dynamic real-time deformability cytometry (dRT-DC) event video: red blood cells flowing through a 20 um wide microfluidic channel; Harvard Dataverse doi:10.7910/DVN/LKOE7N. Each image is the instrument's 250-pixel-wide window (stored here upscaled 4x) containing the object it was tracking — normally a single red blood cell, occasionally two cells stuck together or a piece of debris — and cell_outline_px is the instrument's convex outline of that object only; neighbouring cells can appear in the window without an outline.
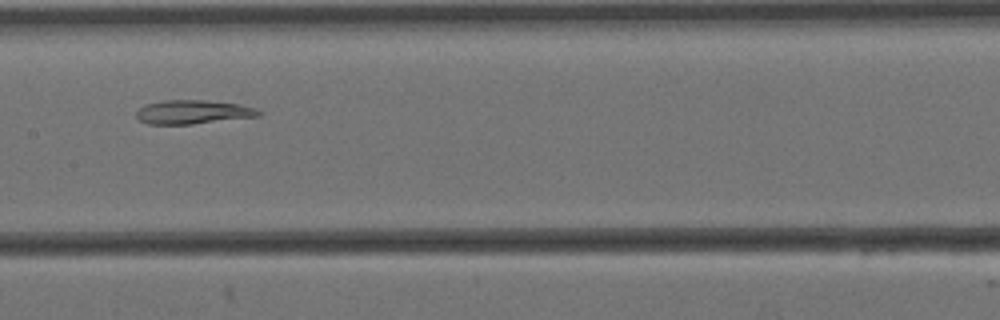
{"species": "Egyptian fruit bat (a non-hibernating species)", "species_latin": "Rousettus aegyptiacus", "temperature_condition": "cold", "stored_images_in_passage": 13, "camera_frame_rate_fps": 3000, "um_per_image_px": 0.085, "animal": {"sex": "female"}, "frame": {"image": 1, "passage_image": 6, "time_ms": 1.667, "image_size_px": [1000, 320], "cell_outline_px": [[264, 112], [260, 116], [192, 124], [148, 124], [140, 120], [136, 116], [136, 112], [144, 104], [164, 100], [204, 100], [240, 104], [256, 108]], "centroid_in_image_um": [16.43, 9.52], "position_along_channel_um": 191.0, "area_um2": 17.11}}
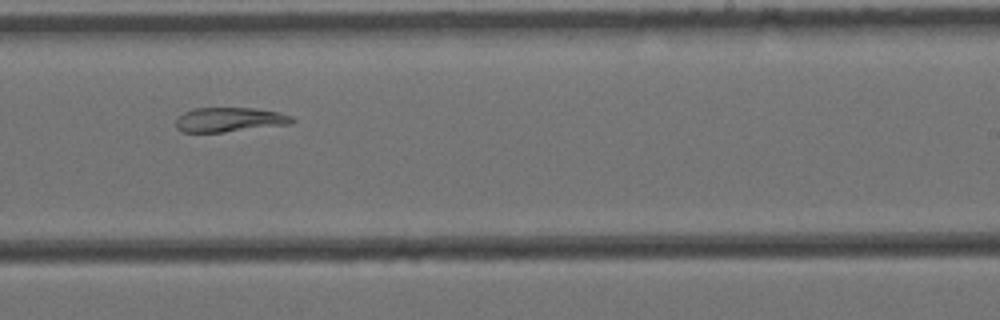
{"frame": {"image": 2, "passage_image": 8, "time_ms": 2.333, "image_size_px": [1000, 320], "cell_outline_px": [[296, 120], [288, 124], [224, 132], [180, 132], [176, 128], [176, 120], [184, 112], [192, 108], [256, 108], [280, 112], [292, 116]], "centroid_in_image_um": [19.5, 10.17], "position_along_channel_um": 269.5, "area_um2": 16.59}}